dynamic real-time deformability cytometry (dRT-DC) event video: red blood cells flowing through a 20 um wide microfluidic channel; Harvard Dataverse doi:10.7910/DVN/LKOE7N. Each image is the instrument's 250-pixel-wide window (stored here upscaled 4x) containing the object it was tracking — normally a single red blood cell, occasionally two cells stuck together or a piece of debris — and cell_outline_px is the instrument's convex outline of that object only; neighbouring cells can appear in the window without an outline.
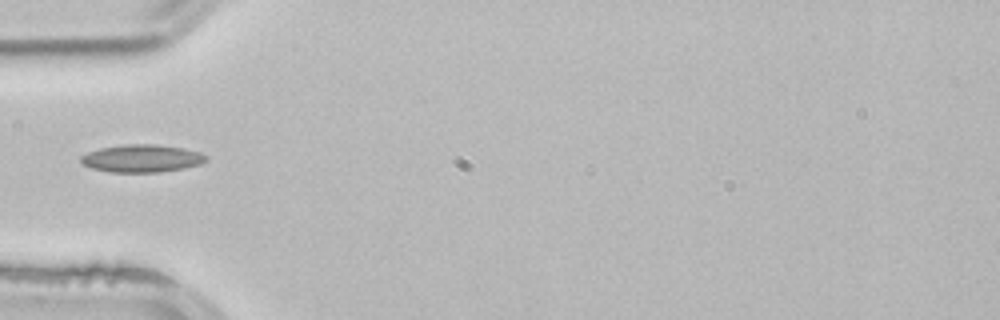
{"species": "common noctule bat (a hibernating species)", "species_latin": "Nyctalus noctula", "temperature_condition": "room temperature", "stored_images_in_passage": 3, "camera_frame_rate_fps": 3000, "um_per_image_px": 0.085, "animal": {"sex": "male", "body_mass_g": 21.5, "forearm_length_mm": 52.0}, "frame": {"image": 1, "passage_image": 1, "time_ms": 0.0, "image_size_px": [1000, 320], "cell_outline_px": [[208, 160], [200, 164], [184, 168], [160, 172], [108, 172], [92, 168], [80, 164], [80, 156], [88, 152], [100, 148], [128, 144], [156, 144], [184, 148], [200, 152], [208, 156]], "centroid_in_image_um": [12.05, 13.46], "position_along_channel_um": 72.9, "area_um2": 20.35}}